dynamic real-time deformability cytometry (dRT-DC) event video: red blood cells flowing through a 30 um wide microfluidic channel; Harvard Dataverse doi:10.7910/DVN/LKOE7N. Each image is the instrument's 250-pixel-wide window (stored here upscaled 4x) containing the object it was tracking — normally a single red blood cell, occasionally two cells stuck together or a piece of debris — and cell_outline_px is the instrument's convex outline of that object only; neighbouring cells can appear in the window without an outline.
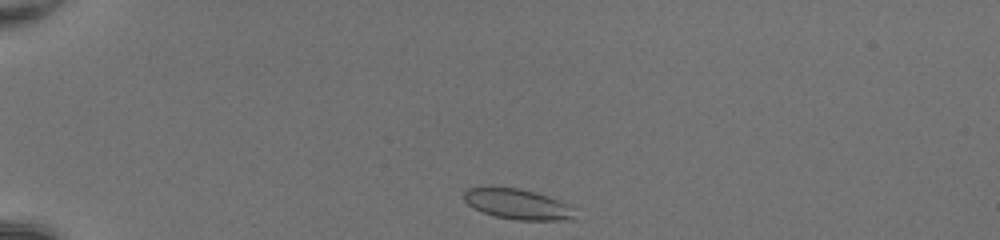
{"species": "common noctule bat (a hibernating species)", "species_latin": "Nyctalus noctula", "temperature_condition": "room temperature", "stored_images_in_passage": 39, "camera_frame_rate_fps": 3000, "um_per_image_px": 0.085, "animal": {"sex": "female", "body_mass_g": 20.0, "forearm_length_mm": 54.0}, "frame": {"image": 1, "passage_image": 1, "time_ms": 0.0, "image_size_px": [1000, 240], "cell_outline_px": [[576, 220], [516, 220], [496, 216], [484, 212], [468, 204], [464, 200], [464, 192], [468, 188], [488, 184], [520, 188], [536, 192], [560, 200], [568, 204]], "centroid_in_image_um": [43.95, 17.3], "position_along_channel_um": 41.1, "area_um2": 20.06}}
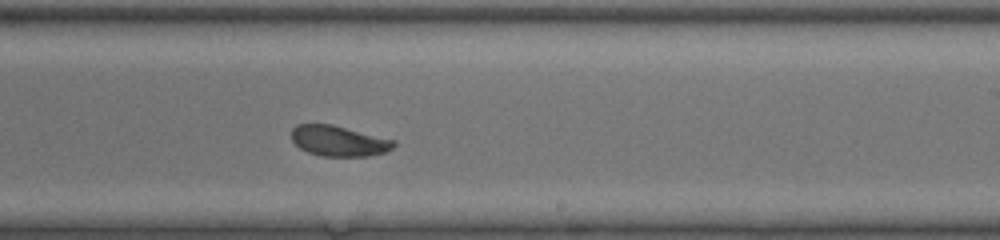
{"frame": {"image": 2, "passage_image": 21, "time_ms": 6.667, "image_size_px": [1000, 240], "cell_outline_px": [[396, 144], [392, 148], [384, 152], [368, 156], [320, 156], [308, 152], [300, 148], [292, 140], [292, 128], [296, 124], [332, 124], [396, 140]], "centroid_in_image_um": [28.8, 11.97], "position_along_channel_um": 260.2, "area_um2": 18.21}}
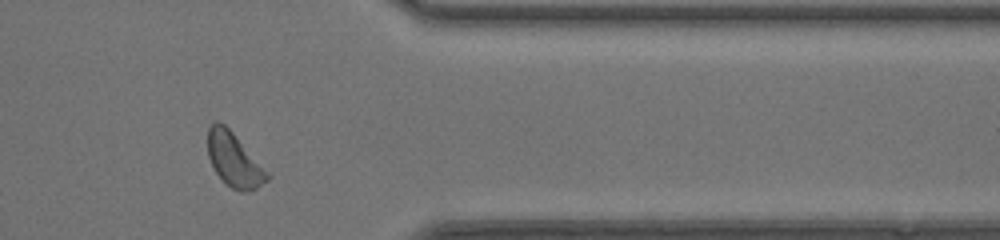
{"frame": {"image": 3, "passage_image": 31, "time_ms": 10.0, "image_size_px": [1000, 240], "cell_outline_px": [[272, 176], [268, 180], [256, 188], [248, 192], [240, 192], [224, 184], [216, 172], [208, 156], [208, 128], [216, 120], [224, 124], [232, 132]], "centroid_in_image_um": [19.9, 13.62], "position_along_channel_um": 391.5, "area_um2": 18.55}, "authors_computed_cell_mechanics": {"area_um2": 19.074, "velocity_mm_per_s": 4.1904, "shape_relaxation_time_tau1_ms": 3.0726, "shape_relaxation_time_tau2_ms": null, "deformation_change_tau1": 0.0827, "deformation_change_tau2": null}}